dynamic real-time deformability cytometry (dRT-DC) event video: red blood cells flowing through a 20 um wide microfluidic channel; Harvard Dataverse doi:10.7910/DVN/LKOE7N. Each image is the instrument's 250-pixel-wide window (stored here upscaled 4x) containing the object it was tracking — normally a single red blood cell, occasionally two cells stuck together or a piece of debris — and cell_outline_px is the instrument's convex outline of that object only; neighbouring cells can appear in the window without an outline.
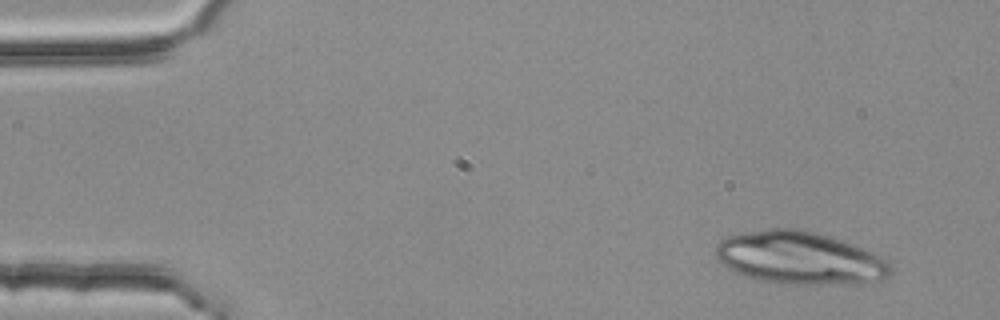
{"species": "common noctule bat (a hibernating species)", "species_latin": "Nyctalus noctula", "temperature_condition": "room temperature", "stored_images_in_passage": 2, "camera_frame_rate_fps": 3000, "um_per_image_px": 0.085, "animal": {"sex": "female", "body_mass_g": 25.1}, "frame": {"image": 1, "passage_image": 1, "time_ms": 0.0, "image_size_px": [1000, 320], "cell_outline_px": [[892, 272], [884, 280], [864, 284], [788, 284], [760, 280], [736, 272], [728, 268], [716, 256], [716, 244], [720, 240], [728, 236], [740, 232], [764, 228], [800, 228], [816, 232], [852, 244], [880, 256], [892, 264]], "centroid_in_image_um": [68.01, 21.92], "position_along_channel_um": 17.0, "area_um2": 54.04}}